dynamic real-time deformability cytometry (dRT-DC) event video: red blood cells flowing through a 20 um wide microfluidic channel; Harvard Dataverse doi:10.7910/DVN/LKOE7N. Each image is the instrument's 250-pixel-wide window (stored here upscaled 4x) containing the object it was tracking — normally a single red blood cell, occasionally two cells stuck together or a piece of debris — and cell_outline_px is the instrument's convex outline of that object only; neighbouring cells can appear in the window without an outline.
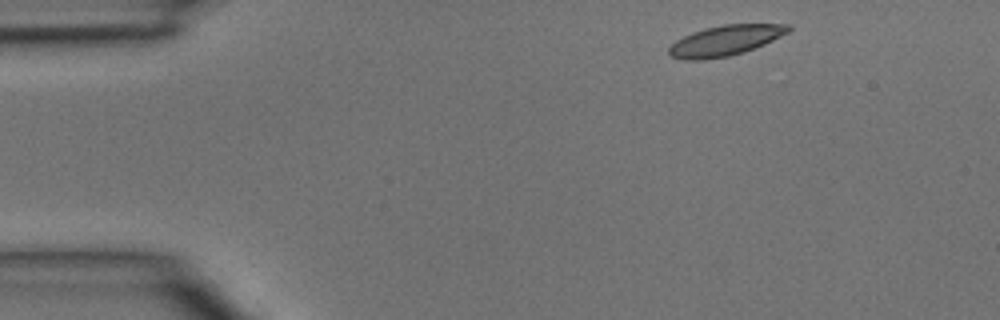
{"species": "common noctule bat (a hibernating species)", "species_latin": "Nyctalus noctula", "temperature_condition": "room temperature", "stored_images_in_passage": 4, "camera_frame_rate_fps": 3000, "um_per_image_px": 0.085, "animal": {"sex": "male", "body_mass_g": 15.6}, "frame": {"image": 1, "passage_image": 1, "time_ms": 0.0, "image_size_px": [1000, 320], "cell_outline_px": [[792, 28], [788, 32], [764, 44], [744, 52], [728, 56], [704, 60], [684, 60], [668, 56], [668, 48], [676, 40], [692, 32], [704, 28], [724, 24], [792, 24]], "centroid_in_image_um": [61.62, 3.45], "position_along_channel_um": 23.4, "area_um2": 21.21}}
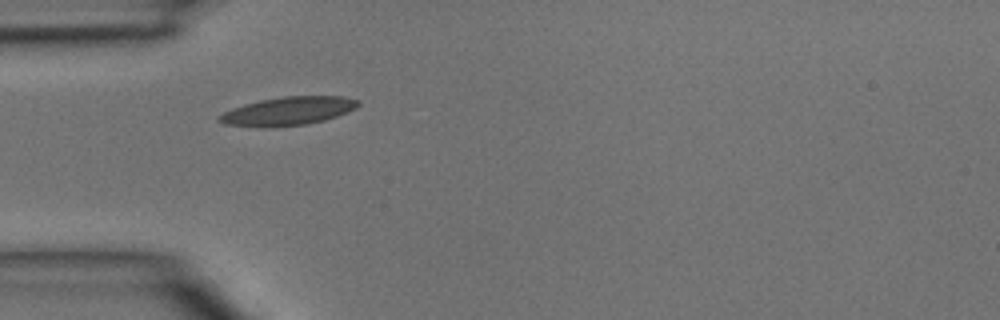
{"frame": {"image": 2, "passage_image": 3, "time_ms": 0.667, "image_size_px": [1000, 320], "cell_outline_px": [[360, 104], [356, 108], [336, 116], [324, 120], [308, 124], [224, 124], [216, 120], [216, 116], [232, 108], [244, 104], [260, 100], [284, 96], [344, 96], [360, 100]], "centroid_in_image_um": [24.56, 9.38], "position_along_channel_um": 60.4, "area_um2": 22.02}}